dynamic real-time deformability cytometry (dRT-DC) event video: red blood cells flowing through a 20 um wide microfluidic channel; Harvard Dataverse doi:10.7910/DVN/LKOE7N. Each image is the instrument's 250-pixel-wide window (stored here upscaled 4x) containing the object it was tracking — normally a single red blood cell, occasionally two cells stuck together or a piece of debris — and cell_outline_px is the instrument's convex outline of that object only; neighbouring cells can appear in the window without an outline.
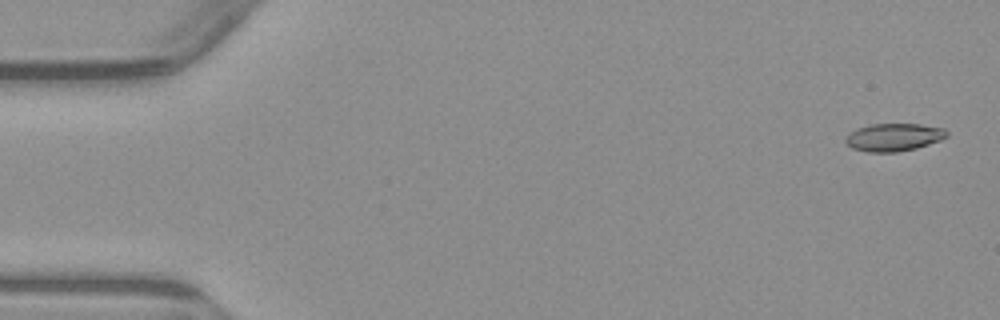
{"species": "common noctule bat (a hibernating species)", "species_latin": "Nyctalus noctula", "temperature_condition": "warm", "stored_images_in_passage": 4, "camera_frame_rate_fps": 3000, "um_per_image_px": 0.085, "animal": {"sex": "male", "body_mass_g": 23.1, "forearm_length_mm": 52.7}, "frame": {"image": 1, "passage_image": 1, "time_ms": 0.0, "image_size_px": [1000, 320], "cell_outline_px": [[948, 136], [940, 140], [916, 148], [896, 152], [868, 152], [852, 148], [844, 140], [844, 136], [856, 128], [872, 124], [920, 124], [944, 128], [948, 132]], "centroid_in_image_um": [75.95, 11.66], "position_along_channel_um": 9.0, "area_um2": 16.42}}